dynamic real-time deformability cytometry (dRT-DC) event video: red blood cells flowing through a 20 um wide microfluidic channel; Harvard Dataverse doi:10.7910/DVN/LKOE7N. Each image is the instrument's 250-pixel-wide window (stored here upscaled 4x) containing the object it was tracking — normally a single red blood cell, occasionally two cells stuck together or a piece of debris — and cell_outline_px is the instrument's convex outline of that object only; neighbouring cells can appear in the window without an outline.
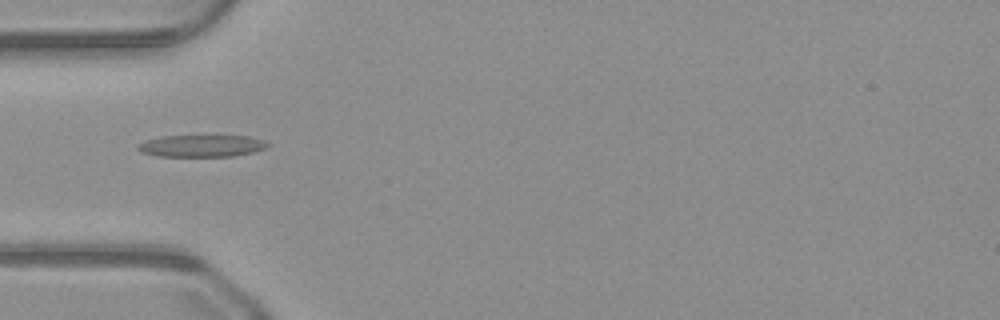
{"species": "common noctule bat (a hibernating species)", "species_latin": "Nyctalus noctula", "temperature_condition": "warm", "stored_images_in_passage": 41, "camera_frame_rate_fps": 3000, "um_per_image_px": 0.085, "animal": {"sex": "male", "body_mass_g": 23.1, "forearm_length_mm": 52.7}, "frame": {"image": 1, "passage_image": 7, "time_ms": 2.0, "image_size_px": [1000, 320], "cell_outline_px": [[272, 144], [264, 148], [252, 152], [232, 156], [160, 156], [140, 152], [136, 148], [140, 144], [148, 140], [160, 136], [248, 136], [264, 140]], "centroid_in_image_um": [17.16, 12.39], "position_along_channel_um": 67.8, "area_um2": 16.42}}
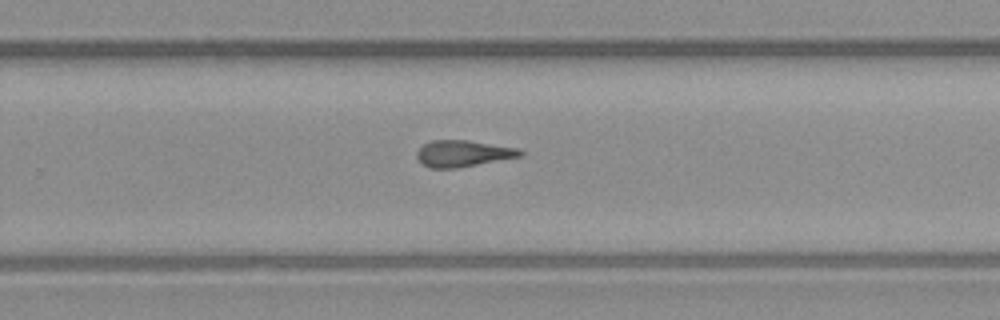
{"frame": {"image": 2, "passage_image": 23, "time_ms": 7.333, "image_size_px": [1000, 320], "cell_outline_px": [[524, 152], [520, 156], [456, 168], [428, 168], [416, 156], [416, 152], [424, 144], [432, 140], [468, 140], [516, 148]], "centroid_in_image_um": [39.31, 13.04], "position_along_channel_um": 290.5, "area_um2": 15.61}}
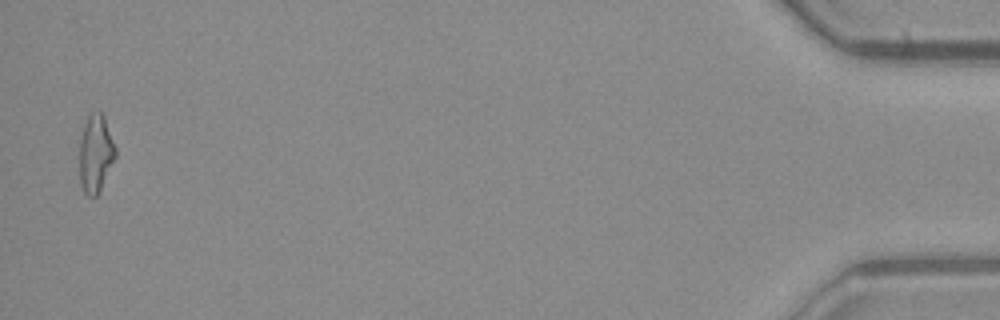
{"frame": {"image": 3, "passage_image": 40, "time_ms": 13.0, "image_size_px": [1000, 320], "cell_outline_px": [[116, 156], [96, 196], [88, 196], [84, 192], [80, 184], [80, 140], [84, 124], [88, 116], [92, 112], [100, 112], [104, 116], [116, 148]], "centroid_in_image_um": [8.12, 13.03], "position_along_channel_um": 427.1, "area_um2": 16.01}}